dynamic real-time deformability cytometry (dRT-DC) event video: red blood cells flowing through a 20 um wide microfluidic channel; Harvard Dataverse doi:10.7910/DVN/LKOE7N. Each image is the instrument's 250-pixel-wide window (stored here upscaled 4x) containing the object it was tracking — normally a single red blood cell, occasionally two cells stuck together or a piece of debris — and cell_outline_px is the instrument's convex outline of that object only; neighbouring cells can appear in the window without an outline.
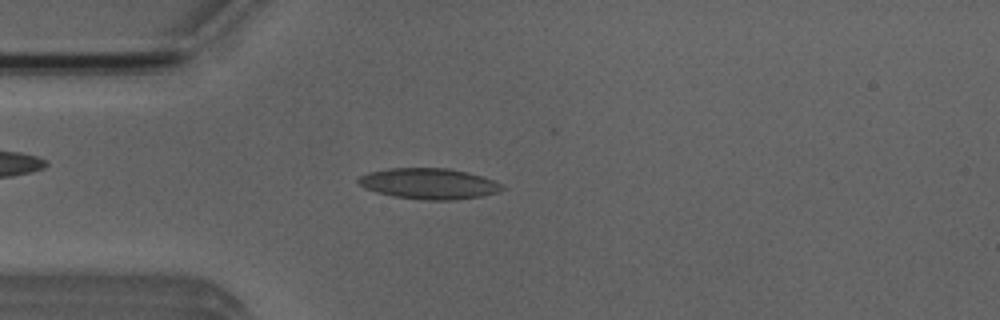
{"species": "Egyptian fruit bat (a non-hibernating species)", "species_latin": "Rousettus aegyptiacus", "temperature_condition": "room temperature", "stored_images_in_passage": 41, "camera_frame_rate_fps": 3000, "um_per_image_px": 0.085, "animal": {"sex": "male"}, "frame": {"image": 1, "passage_image": 12, "time_ms": 3.667, "image_size_px": [1000, 320], "cell_outline_px": [[504, 188], [500, 192], [480, 196], [456, 200], [420, 200], [392, 196], [376, 192], [364, 188], [356, 180], [360, 176], [368, 172], [388, 168], [448, 168], [468, 172], [484, 176], [504, 184]], "centroid_in_image_um": [36.48, 15.61], "position_along_channel_um": 48.5, "area_um2": 26.18}}
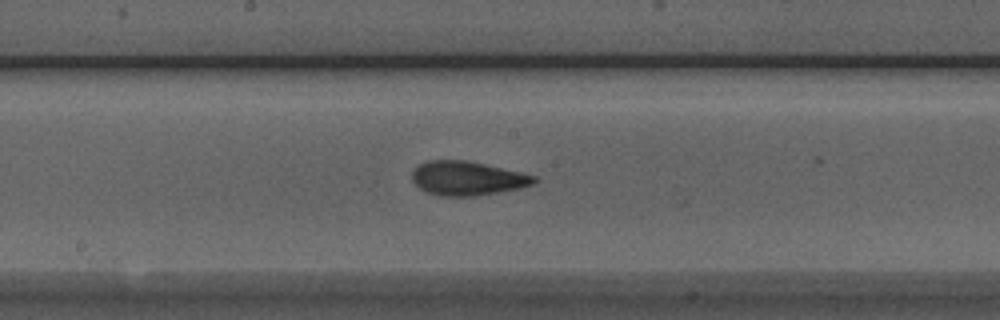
{"frame": {"image": 2, "passage_image": 25, "time_ms": 8.0, "image_size_px": [1000, 320], "cell_outline_px": [[540, 180], [532, 184], [520, 188], [500, 192], [476, 196], [440, 196], [424, 192], [412, 180], [412, 172], [420, 164], [428, 160], [464, 160], [484, 164], [520, 172], [536, 176]], "centroid_in_image_um": [39.72, 15.17], "position_along_channel_um": 208.5, "area_um2": 24.22}}
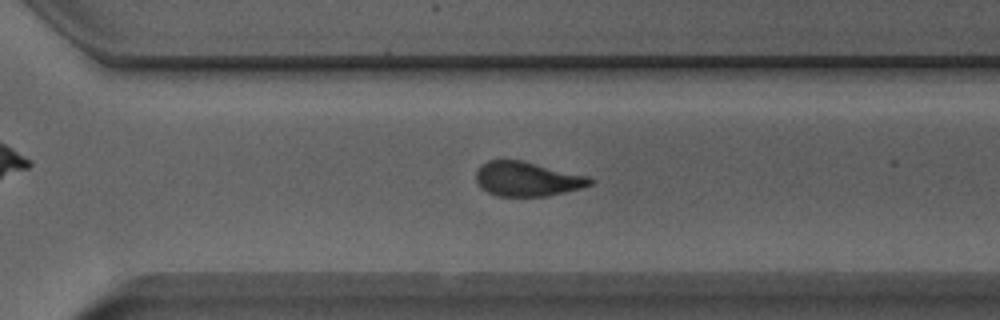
{"frame": {"image": 3, "passage_image": 34, "time_ms": 11.0, "image_size_px": [1000, 320], "cell_outline_px": [[592, 184], [580, 188], [564, 192], [544, 196], [496, 196], [488, 192], [476, 180], [476, 172], [488, 160], [524, 160], [588, 176], [592, 180]], "centroid_in_image_um": [44.83, 15.2], "position_along_channel_um": 325.8, "area_um2": 22.6}, "authors_computed_cell_mechanics": {"area_um2": 24.3338, "velocity_mm_per_s": 3.927, "shape_relaxation_time_tau1_ms": 5.0266, "shape_relaxation_time_tau2_ms": 1.4137, "deformation_change_tau1": 0.1375, "deformation_change_tau2": 0.0847}}